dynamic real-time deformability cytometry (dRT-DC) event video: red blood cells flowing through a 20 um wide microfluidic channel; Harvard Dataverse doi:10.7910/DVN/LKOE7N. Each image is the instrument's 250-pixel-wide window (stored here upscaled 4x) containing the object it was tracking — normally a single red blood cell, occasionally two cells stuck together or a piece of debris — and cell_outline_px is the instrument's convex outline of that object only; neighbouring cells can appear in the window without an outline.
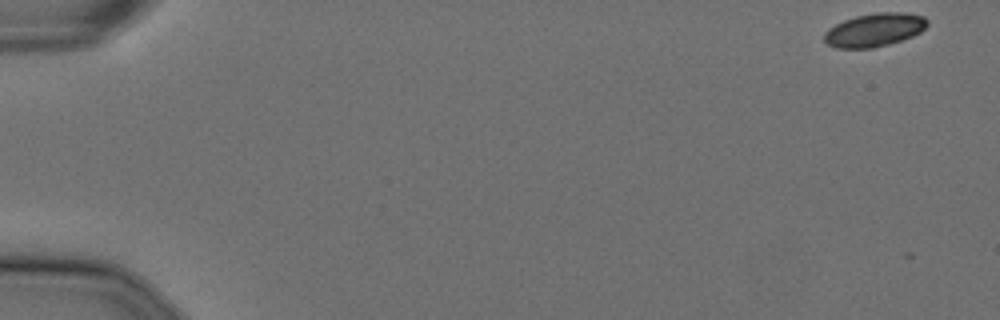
{"species": "Egyptian fruit bat (a non-hibernating species)", "species_latin": "Rousettus aegyptiacus", "temperature_condition": "cold", "stored_images_in_passage": 6, "camera_frame_rate_fps": 3000, "um_per_image_px": 0.085, "animal": {"sex": "female"}, "frame": {"image": 1, "passage_image": 1, "time_ms": 0.0, "image_size_px": [1000, 320], "cell_outline_px": [[928, 24], [920, 32], [912, 36], [888, 44], [872, 48], [836, 48], [828, 44], [824, 40], [824, 32], [828, 28], [844, 20], [856, 16], [876, 12], [904, 12], [924, 16], [928, 20]], "centroid_in_image_um": [74.32, 2.53], "position_along_channel_um": 10.7, "area_um2": 20.0}}